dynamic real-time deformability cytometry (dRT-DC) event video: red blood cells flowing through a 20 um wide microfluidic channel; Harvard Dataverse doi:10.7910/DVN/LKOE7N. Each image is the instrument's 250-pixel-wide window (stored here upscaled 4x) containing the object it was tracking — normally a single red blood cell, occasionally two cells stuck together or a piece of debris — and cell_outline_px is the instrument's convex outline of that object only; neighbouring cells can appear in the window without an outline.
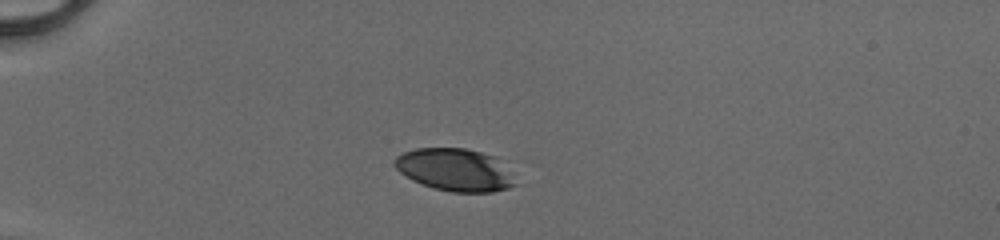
{"species": "human", "species_latin": "Homo sapiens", "temperature_condition": "cold", "stored_images_in_passage": 37, "camera_frame_rate_fps": 3000, "um_per_image_px": 0.085, "donor": {"sex": "male"}, "frame": {"image": 1, "passage_image": 1, "time_ms": 0.0, "image_size_px": [1000, 240], "cell_outline_px": [[516, 184], [508, 188], [492, 192], [452, 192], [432, 188], [412, 180], [400, 172], [392, 164], [392, 160], [396, 156], [404, 152], [416, 148], [464, 148], [496, 156]], "centroid_in_image_um": [38.6, 14.43], "position_along_channel_um": 46.4, "area_um2": 29.71}}
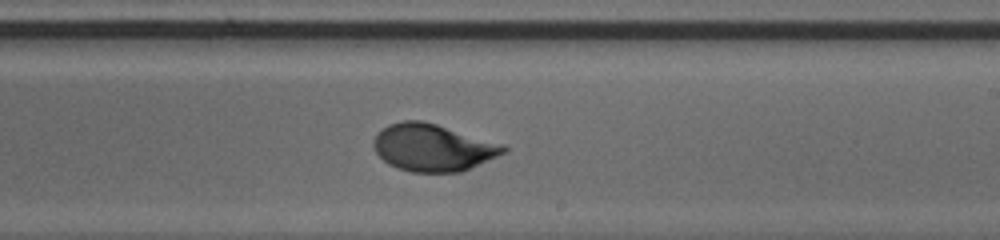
{"frame": {"image": 2, "passage_image": 19, "time_ms": 6.0, "image_size_px": [1000, 240], "cell_outline_px": [[508, 148], [504, 152], [464, 172], [412, 172], [396, 168], [388, 164], [376, 152], [372, 144], [372, 140], [388, 124], [400, 120], [424, 120], [504, 144]], "centroid_in_image_um": [36.78, 12.54], "position_along_channel_um": 252.2, "area_um2": 35.84}}
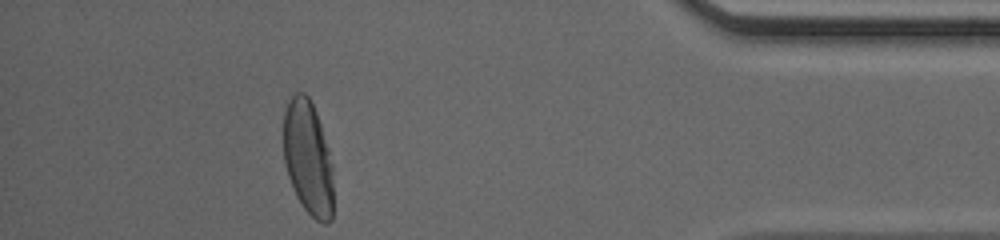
{"frame": {"image": 3, "passage_image": 33, "time_ms": 10.667, "image_size_px": [1000, 240], "cell_outline_px": [[332, 220], [328, 224], [324, 224], [316, 220], [304, 208], [296, 196], [288, 176], [284, 164], [284, 112], [288, 100], [296, 92], [304, 92], [308, 96], [316, 112], [328, 148], [332, 164]], "centroid_in_image_um": [26.17, 13.43], "position_along_channel_um": 409.0, "area_um2": 33.18}, "authors_computed_cell_mechanics": {"area_um2": 34.5066, "velocity_mm_per_s": 4.1505, "shape_relaxation_time_tau1_ms": 3.4683, "shape_relaxation_time_tau2_ms": null, "deformation_change_tau1": 0.1832, "deformation_change_tau2": null}}